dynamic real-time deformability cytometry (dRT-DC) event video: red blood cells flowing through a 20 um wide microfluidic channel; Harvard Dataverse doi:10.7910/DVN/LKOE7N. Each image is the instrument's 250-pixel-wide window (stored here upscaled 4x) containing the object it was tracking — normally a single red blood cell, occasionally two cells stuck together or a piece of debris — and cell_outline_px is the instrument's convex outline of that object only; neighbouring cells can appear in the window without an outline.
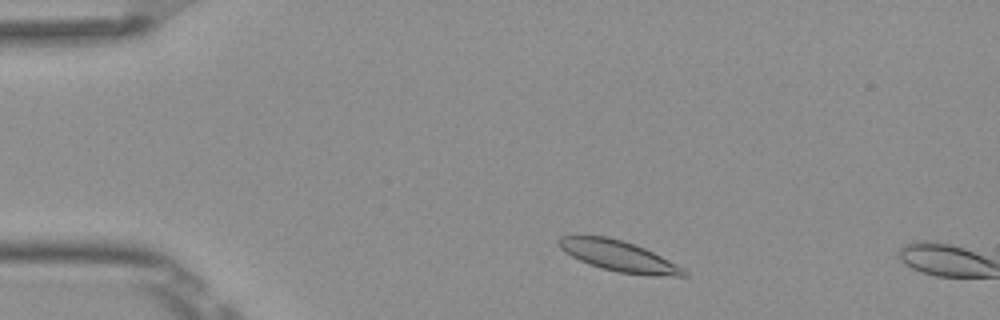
{"species": "Egyptian fruit bat (a non-hibernating species)", "species_latin": "Rousettus aegyptiacus", "temperature_condition": "room temperature", "stored_images_in_passage": 6, "camera_frame_rate_fps": 3000, "um_per_image_px": 0.085, "frame": {"image": 1, "passage_image": 4, "time_ms": 1.0, "image_size_px": [1000, 320], "cell_outline_px": [[688, 276], [652, 276], [616, 272], [588, 264], [564, 252], [560, 248], [556, 240], [560, 236], [608, 236], [624, 240], [644, 248], [684, 268], [688, 272]], "centroid_in_image_um": [52.58, 21.77], "position_along_channel_um": 32.4, "area_um2": 22.43}}